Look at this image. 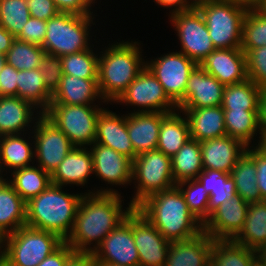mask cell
Listing matches in <instances>:
<instances>
[{
  "label": "cell",
  "instance_id": "6da1fadb",
  "mask_svg": "<svg viewBox=\"0 0 266 266\" xmlns=\"http://www.w3.org/2000/svg\"><path fill=\"white\" fill-rule=\"evenodd\" d=\"M124 197L118 194H84L78 205L73 229L64 242L76 252L93 253L133 210L134 207Z\"/></svg>",
  "mask_w": 266,
  "mask_h": 266
},
{
  "label": "cell",
  "instance_id": "7a4b0ae2",
  "mask_svg": "<svg viewBox=\"0 0 266 266\" xmlns=\"http://www.w3.org/2000/svg\"><path fill=\"white\" fill-rule=\"evenodd\" d=\"M116 40H109L104 45L99 43L98 86L102 98L109 105L121 96L145 68L144 58L147 57H144L146 52L141 45L142 41L131 38Z\"/></svg>",
  "mask_w": 266,
  "mask_h": 266
},
{
  "label": "cell",
  "instance_id": "3957f363",
  "mask_svg": "<svg viewBox=\"0 0 266 266\" xmlns=\"http://www.w3.org/2000/svg\"><path fill=\"white\" fill-rule=\"evenodd\" d=\"M136 209L169 241H184L203 231L177 186L148 196Z\"/></svg>",
  "mask_w": 266,
  "mask_h": 266
},
{
  "label": "cell",
  "instance_id": "277c9868",
  "mask_svg": "<svg viewBox=\"0 0 266 266\" xmlns=\"http://www.w3.org/2000/svg\"><path fill=\"white\" fill-rule=\"evenodd\" d=\"M71 189L50 184L26 202V225L55 233L65 241L73 229L78 205L84 195L83 191L67 192Z\"/></svg>",
  "mask_w": 266,
  "mask_h": 266
},
{
  "label": "cell",
  "instance_id": "5b68a950",
  "mask_svg": "<svg viewBox=\"0 0 266 266\" xmlns=\"http://www.w3.org/2000/svg\"><path fill=\"white\" fill-rule=\"evenodd\" d=\"M98 16L59 12L46 21V34L42 48L46 54L59 57L90 49L97 43L96 35L101 33L96 26L97 22L102 23L98 21ZM97 30L98 34H95Z\"/></svg>",
  "mask_w": 266,
  "mask_h": 266
},
{
  "label": "cell",
  "instance_id": "8992f818",
  "mask_svg": "<svg viewBox=\"0 0 266 266\" xmlns=\"http://www.w3.org/2000/svg\"><path fill=\"white\" fill-rule=\"evenodd\" d=\"M57 234L22 226L0 242V266H37L62 244Z\"/></svg>",
  "mask_w": 266,
  "mask_h": 266
},
{
  "label": "cell",
  "instance_id": "52a82bcc",
  "mask_svg": "<svg viewBox=\"0 0 266 266\" xmlns=\"http://www.w3.org/2000/svg\"><path fill=\"white\" fill-rule=\"evenodd\" d=\"M250 6L233 0H214L198 10L215 49L241 48L243 20Z\"/></svg>",
  "mask_w": 266,
  "mask_h": 266
},
{
  "label": "cell",
  "instance_id": "ba28073f",
  "mask_svg": "<svg viewBox=\"0 0 266 266\" xmlns=\"http://www.w3.org/2000/svg\"><path fill=\"white\" fill-rule=\"evenodd\" d=\"M130 204L136 208L151 194L176 186L171 158L162 151L143 152L133 160Z\"/></svg>",
  "mask_w": 266,
  "mask_h": 266
},
{
  "label": "cell",
  "instance_id": "9c48e42d",
  "mask_svg": "<svg viewBox=\"0 0 266 266\" xmlns=\"http://www.w3.org/2000/svg\"><path fill=\"white\" fill-rule=\"evenodd\" d=\"M104 105H50L44 115L75 147H90L96 138L98 115Z\"/></svg>",
  "mask_w": 266,
  "mask_h": 266
},
{
  "label": "cell",
  "instance_id": "30bf717a",
  "mask_svg": "<svg viewBox=\"0 0 266 266\" xmlns=\"http://www.w3.org/2000/svg\"><path fill=\"white\" fill-rule=\"evenodd\" d=\"M89 148L93 158V177L106 184H96L93 189L91 185V188H88L90 194L122 195L120 188L127 189L132 184L133 161L114 149L95 142Z\"/></svg>",
  "mask_w": 266,
  "mask_h": 266
},
{
  "label": "cell",
  "instance_id": "8fae6325",
  "mask_svg": "<svg viewBox=\"0 0 266 266\" xmlns=\"http://www.w3.org/2000/svg\"><path fill=\"white\" fill-rule=\"evenodd\" d=\"M114 104L120 105L119 107L127 106L128 110L133 106L130 113H172L178 110L177 105L168 97L161 83L146 66L112 106Z\"/></svg>",
  "mask_w": 266,
  "mask_h": 266
},
{
  "label": "cell",
  "instance_id": "7c38bea8",
  "mask_svg": "<svg viewBox=\"0 0 266 266\" xmlns=\"http://www.w3.org/2000/svg\"><path fill=\"white\" fill-rule=\"evenodd\" d=\"M168 20L180 42L178 51L184 53L197 65L215 50L206 22L199 10L177 12L168 16Z\"/></svg>",
  "mask_w": 266,
  "mask_h": 266
},
{
  "label": "cell",
  "instance_id": "4fadbf2b",
  "mask_svg": "<svg viewBox=\"0 0 266 266\" xmlns=\"http://www.w3.org/2000/svg\"><path fill=\"white\" fill-rule=\"evenodd\" d=\"M167 52L157 54V57L145 58L146 67L158 79L165 93L178 107L184 101L190 72L197 64L177 49L173 48L172 52L171 50Z\"/></svg>",
  "mask_w": 266,
  "mask_h": 266
},
{
  "label": "cell",
  "instance_id": "5bb4252c",
  "mask_svg": "<svg viewBox=\"0 0 266 266\" xmlns=\"http://www.w3.org/2000/svg\"><path fill=\"white\" fill-rule=\"evenodd\" d=\"M31 133L35 164L51 175L75 146L44 114L36 120Z\"/></svg>",
  "mask_w": 266,
  "mask_h": 266
},
{
  "label": "cell",
  "instance_id": "9a60e30c",
  "mask_svg": "<svg viewBox=\"0 0 266 266\" xmlns=\"http://www.w3.org/2000/svg\"><path fill=\"white\" fill-rule=\"evenodd\" d=\"M131 225L139 266H164L170 243L136 208L125 217Z\"/></svg>",
  "mask_w": 266,
  "mask_h": 266
},
{
  "label": "cell",
  "instance_id": "2e32d148",
  "mask_svg": "<svg viewBox=\"0 0 266 266\" xmlns=\"http://www.w3.org/2000/svg\"><path fill=\"white\" fill-rule=\"evenodd\" d=\"M96 263L139 266V254L131 225L124 220L113 229L93 252Z\"/></svg>",
  "mask_w": 266,
  "mask_h": 266
},
{
  "label": "cell",
  "instance_id": "e0dca14e",
  "mask_svg": "<svg viewBox=\"0 0 266 266\" xmlns=\"http://www.w3.org/2000/svg\"><path fill=\"white\" fill-rule=\"evenodd\" d=\"M93 177V158L89 147H74L51 174V184L63 187H80L90 194L88 186Z\"/></svg>",
  "mask_w": 266,
  "mask_h": 266
},
{
  "label": "cell",
  "instance_id": "ac0fdd59",
  "mask_svg": "<svg viewBox=\"0 0 266 266\" xmlns=\"http://www.w3.org/2000/svg\"><path fill=\"white\" fill-rule=\"evenodd\" d=\"M238 195L216 208L203 225L213 239H233L242 229L249 207Z\"/></svg>",
  "mask_w": 266,
  "mask_h": 266
},
{
  "label": "cell",
  "instance_id": "d6986e66",
  "mask_svg": "<svg viewBox=\"0 0 266 266\" xmlns=\"http://www.w3.org/2000/svg\"><path fill=\"white\" fill-rule=\"evenodd\" d=\"M225 85L208 74L200 65L190 72L184 93V101L178 108H206L221 106Z\"/></svg>",
  "mask_w": 266,
  "mask_h": 266
},
{
  "label": "cell",
  "instance_id": "ffe728a7",
  "mask_svg": "<svg viewBox=\"0 0 266 266\" xmlns=\"http://www.w3.org/2000/svg\"><path fill=\"white\" fill-rule=\"evenodd\" d=\"M108 106L98 115L95 143L110 147L133 161L137 155L127 131V113L114 112Z\"/></svg>",
  "mask_w": 266,
  "mask_h": 266
},
{
  "label": "cell",
  "instance_id": "44dd1931",
  "mask_svg": "<svg viewBox=\"0 0 266 266\" xmlns=\"http://www.w3.org/2000/svg\"><path fill=\"white\" fill-rule=\"evenodd\" d=\"M199 65L224 85L248 79L246 54L241 48L215 49Z\"/></svg>",
  "mask_w": 266,
  "mask_h": 266
},
{
  "label": "cell",
  "instance_id": "7402d4cb",
  "mask_svg": "<svg viewBox=\"0 0 266 266\" xmlns=\"http://www.w3.org/2000/svg\"><path fill=\"white\" fill-rule=\"evenodd\" d=\"M42 113L18 96L0 97V136L32 132Z\"/></svg>",
  "mask_w": 266,
  "mask_h": 266
},
{
  "label": "cell",
  "instance_id": "603a6c76",
  "mask_svg": "<svg viewBox=\"0 0 266 266\" xmlns=\"http://www.w3.org/2000/svg\"><path fill=\"white\" fill-rule=\"evenodd\" d=\"M203 169L218 170L230 174L247 146L231 136L200 142Z\"/></svg>",
  "mask_w": 266,
  "mask_h": 266
},
{
  "label": "cell",
  "instance_id": "cb8c5ba5",
  "mask_svg": "<svg viewBox=\"0 0 266 266\" xmlns=\"http://www.w3.org/2000/svg\"><path fill=\"white\" fill-rule=\"evenodd\" d=\"M98 79H84L63 74L60 85L52 95L50 105H103Z\"/></svg>",
  "mask_w": 266,
  "mask_h": 266
},
{
  "label": "cell",
  "instance_id": "d4e9b609",
  "mask_svg": "<svg viewBox=\"0 0 266 266\" xmlns=\"http://www.w3.org/2000/svg\"><path fill=\"white\" fill-rule=\"evenodd\" d=\"M34 164V139L31 132L0 136V175L2 178L16 169Z\"/></svg>",
  "mask_w": 266,
  "mask_h": 266
},
{
  "label": "cell",
  "instance_id": "484cf974",
  "mask_svg": "<svg viewBox=\"0 0 266 266\" xmlns=\"http://www.w3.org/2000/svg\"><path fill=\"white\" fill-rule=\"evenodd\" d=\"M213 240L202 231L191 239L171 242L164 266H210Z\"/></svg>",
  "mask_w": 266,
  "mask_h": 266
},
{
  "label": "cell",
  "instance_id": "4316f807",
  "mask_svg": "<svg viewBox=\"0 0 266 266\" xmlns=\"http://www.w3.org/2000/svg\"><path fill=\"white\" fill-rule=\"evenodd\" d=\"M127 113V131L135 154L156 150L161 120L168 114L162 112Z\"/></svg>",
  "mask_w": 266,
  "mask_h": 266
},
{
  "label": "cell",
  "instance_id": "83f0119b",
  "mask_svg": "<svg viewBox=\"0 0 266 266\" xmlns=\"http://www.w3.org/2000/svg\"><path fill=\"white\" fill-rule=\"evenodd\" d=\"M178 110L184 113L188 121L191 139L202 142L227 135L221 106Z\"/></svg>",
  "mask_w": 266,
  "mask_h": 266
},
{
  "label": "cell",
  "instance_id": "f1b7e54d",
  "mask_svg": "<svg viewBox=\"0 0 266 266\" xmlns=\"http://www.w3.org/2000/svg\"><path fill=\"white\" fill-rule=\"evenodd\" d=\"M26 225V202L5 179H0V240Z\"/></svg>",
  "mask_w": 266,
  "mask_h": 266
},
{
  "label": "cell",
  "instance_id": "f546056e",
  "mask_svg": "<svg viewBox=\"0 0 266 266\" xmlns=\"http://www.w3.org/2000/svg\"><path fill=\"white\" fill-rule=\"evenodd\" d=\"M232 240L260 254L266 251V201L249 204L243 227Z\"/></svg>",
  "mask_w": 266,
  "mask_h": 266
},
{
  "label": "cell",
  "instance_id": "4dcf8cb0",
  "mask_svg": "<svg viewBox=\"0 0 266 266\" xmlns=\"http://www.w3.org/2000/svg\"><path fill=\"white\" fill-rule=\"evenodd\" d=\"M190 138L188 121L176 110L161 120L157 150L172 158Z\"/></svg>",
  "mask_w": 266,
  "mask_h": 266
},
{
  "label": "cell",
  "instance_id": "1f68e13d",
  "mask_svg": "<svg viewBox=\"0 0 266 266\" xmlns=\"http://www.w3.org/2000/svg\"><path fill=\"white\" fill-rule=\"evenodd\" d=\"M5 179L25 202L39 195L51 184V175L36 164L16 169Z\"/></svg>",
  "mask_w": 266,
  "mask_h": 266
},
{
  "label": "cell",
  "instance_id": "d6a6232c",
  "mask_svg": "<svg viewBox=\"0 0 266 266\" xmlns=\"http://www.w3.org/2000/svg\"><path fill=\"white\" fill-rule=\"evenodd\" d=\"M224 124L227 135L247 147H253L261 133L258 111L224 110Z\"/></svg>",
  "mask_w": 266,
  "mask_h": 266
},
{
  "label": "cell",
  "instance_id": "836d02e7",
  "mask_svg": "<svg viewBox=\"0 0 266 266\" xmlns=\"http://www.w3.org/2000/svg\"><path fill=\"white\" fill-rule=\"evenodd\" d=\"M17 96L31 103L42 114L49 109L52 100L39 69L18 71Z\"/></svg>",
  "mask_w": 266,
  "mask_h": 266
},
{
  "label": "cell",
  "instance_id": "e575fe53",
  "mask_svg": "<svg viewBox=\"0 0 266 266\" xmlns=\"http://www.w3.org/2000/svg\"><path fill=\"white\" fill-rule=\"evenodd\" d=\"M172 173L175 183L197 179L204 170L200 142L189 139L171 158Z\"/></svg>",
  "mask_w": 266,
  "mask_h": 266
},
{
  "label": "cell",
  "instance_id": "d590c367",
  "mask_svg": "<svg viewBox=\"0 0 266 266\" xmlns=\"http://www.w3.org/2000/svg\"><path fill=\"white\" fill-rule=\"evenodd\" d=\"M262 87L249 78L235 84L225 85L223 90V110L258 111Z\"/></svg>",
  "mask_w": 266,
  "mask_h": 266
},
{
  "label": "cell",
  "instance_id": "8d00e7d4",
  "mask_svg": "<svg viewBox=\"0 0 266 266\" xmlns=\"http://www.w3.org/2000/svg\"><path fill=\"white\" fill-rule=\"evenodd\" d=\"M197 180L209 193V217L216 208L237 196L234 180L228 173L204 169Z\"/></svg>",
  "mask_w": 266,
  "mask_h": 266
},
{
  "label": "cell",
  "instance_id": "74e56055",
  "mask_svg": "<svg viewBox=\"0 0 266 266\" xmlns=\"http://www.w3.org/2000/svg\"><path fill=\"white\" fill-rule=\"evenodd\" d=\"M259 254L232 239H214L210 266H250Z\"/></svg>",
  "mask_w": 266,
  "mask_h": 266
},
{
  "label": "cell",
  "instance_id": "f35d334b",
  "mask_svg": "<svg viewBox=\"0 0 266 266\" xmlns=\"http://www.w3.org/2000/svg\"><path fill=\"white\" fill-rule=\"evenodd\" d=\"M230 176L234 180L236 194L244 201H262L257 186L255 162L246 152L238 159Z\"/></svg>",
  "mask_w": 266,
  "mask_h": 266
},
{
  "label": "cell",
  "instance_id": "ab89813d",
  "mask_svg": "<svg viewBox=\"0 0 266 266\" xmlns=\"http://www.w3.org/2000/svg\"><path fill=\"white\" fill-rule=\"evenodd\" d=\"M90 49L61 56L62 74L84 79H98L99 43ZM96 47V48H94Z\"/></svg>",
  "mask_w": 266,
  "mask_h": 266
},
{
  "label": "cell",
  "instance_id": "60d3db41",
  "mask_svg": "<svg viewBox=\"0 0 266 266\" xmlns=\"http://www.w3.org/2000/svg\"><path fill=\"white\" fill-rule=\"evenodd\" d=\"M45 54L42 46L15 39L5 56L6 63L16 70L22 71L39 69Z\"/></svg>",
  "mask_w": 266,
  "mask_h": 266
},
{
  "label": "cell",
  "instance_id": "b9f144b4",
  "mask_svg": "<svg viewBox=\"0 0 266 266\" xmlns=\"http://www.w3.org/2000/svg\"><path fill=\"white\" fill-rule=\"evenodd\" d=\"M184 196L190 212L204 225L209 219V193L197 179L176 184Z\"/></svg>",
  "mask_w": 266,
  "mask_h": 266
},
{
  "label": "cell",
  "instance_id": "7bdbcfd3",
  "mask_svg": "<svg viewBox=\"0 0 266 266\" xmlns=\"http://www.w3.org/2000/svg\"><path fill=\"white\" fill-rule=\"evenodd\" d=\"M266 46V15L257 7H249L243 20L242 50Z\"/></svg>",
  "mask_w": 266,
  "mask_h": 266
},
{
  "label": "cell",
  "instance_id": "ee69618b",
  "mask_svg": "<svg viewBox=\"0 0 266 266\" xmlns=\"http://www.w3.org/2000/svg\"><path fill=\"white\" fill-rule=\"evenodd\" d=\"M30 17L26 0H0V25L15 38Z\"/></svg>",
  "mask_w": 266,
  "mask_h": 266
},
{
  "label": "cell",
  "instance_id": "f6af8a7d",
  "mask_svg": "<svg viewBox=\"0 0 266 266\" xmlns=\"http://www.w3.org/2000/svg\"><path fill=\"white\" fill-rule=\"evenodd\" d=\"M242 51L246 54L248 78L256 85L266 88V46Z\"/></svg>",
  "mask_w": 266,
  "mask_h": 266
},
{
  "label": "cell",
  "instance_id": "bcb514c9",
  "mask_svg": "<svg viewBox=\"0 0 266 266\" xmlns=\"http://www.w3.org/2000/svg\"><path fill=\"white\" fill-rule=\"evenodd\" d=\"M46 89L53 95L62 79V60L59 56L45 54L39 65Z\"/></svg>",
  "mask_w": 266,
  "mask_h": 266
},
{
  "label": "cell",
  "instance_id": "7dc6e473",
  "mask_svg": "<svg viewBox=\"0 0 266 266\" xmlns=\"http://www.w3.org/2000/svg\"><path fill=\"white\" fill-rule=\"evenodd\" d=\"M59 12L76 15H97L101 10L99 0H53ZM98 4V5H97ZM95 6H99L98 8ZM95 7V9H94Z\"/></svg>",
  "mask_w": 266,
  "mask_h": 266
},
{
  "label": "cell",
  "instance_id": "c3c4849f",
  "mask_svg": "<svg viewBox=\"0 0 266 266\" xmlns=\"http://www.w3.org/2000/svg\"><path fill=\"white\" fill-rule=\"evenodd\" d=\"M46 34V21L30 17L27 23L23 26L21 33L16 39L43 46Z\"/></svg>",
  "mask_w": 266,
  "mask_h": 266
},
{
  "label": "cell",
  "instance_id": "681fc988",
  "mask_svg": "<svg viewBox=\"0 0 266 266\" xmlns=\"http://www.w3.org/2000/svg\"><path fill=\"white\" fill-rule=\"evenodd\" d=\"M18 70L6 63L0 72V97L17 96Z\"/></svg>",
  "mask_w": 266,
  "mask_h": 266
},
{
  "label": "cell",
  "instance_id": "f907efd6",
  "mask_svg": "<svg viewBox=\"0 0 266 266\" xmlns=\"http://www.w3.org/2000/svg\"><path fill=\"white\" fill-rule=\"evenodd\" d=\"M26 3L33 18L47 21L59 13L53 0H26Z\"/></svg>",
  "mask_w": 266,
  "mask_h": 266
},
{
  "label": "cell",
  "instance_id": "816d5d0a",
  "mask_svg": "<svg viewBox=\"0 0 266 266\" xmlns=\"http://www.w3.org/2000/svg\"><path fill=\"white\" fill-rule=\"evenodd\" d=\"M255 162L257 186L262 201H266V158L254 147H247L245 151Z\"/></svg>",
  "mask_w": 266,
  "mask_h": 266
},
{
  "label": "cell",
  "instance_id": "f5cc1de1",
  "mask_svg": "<svg viewBox=\"0 0 266 266\" xmlns=\"http://www.w3.org/2000/svg\"><path fill=\"white\" fill-rule=\"evenodd\" d=\"M74 252L73 248L64 242L57 250L46 257L37 266H65L68 258Z\"/></svg>",
  "mask_w": 266,
  "mask_h": 266
},
{
  "label": "cell",
  "instance_id": "db71d44e",
  "mask_svg": "<svg viewBox=\"0 0 266 266\" xmlns=\"http://www.w3.org/2000/svg\"><path fill=\"white\" fill-rule=\"evenodd\" d=\"M95 258L90 252H74L67 260L65 266H95Z\"/></svg>",
  "mask_w": 266,
  "mask_h": 266
},
{
  "label": "cell",
  "instance_id": "11a10c76",
  "mask_svg": "<svg viewBox=\"0 0 266 266\" xmlns=\"http://www.w3.org/2000/svg\"><path fill=\"white\" fill-rule=\"evenodd\" d=\"M151 2H154L156 5L160 8L166 9L165 12L167 16H170L171 14L177 13V12H184V0H153Z\"/></svg>",
  "mask_w": 266,
  "mask_h": 266
},
{
  "label": "cell",
  "instance_id": "9f6ffc18",
  "mask_svg": "<svg viewBox=\"0 0 266 266\" xmlns=\"http://www.w3.org/2000/svg\"><path fill=\"white\" fill-rule=\"evenodd\" d=\"M258 118H259V128L261 132L266 133V88H263L260 93Z\"/></svg>",
  "mask_w": 266,
  "mask_h": 266
},
{
  "label": "cell",
  "instance_id": "6f0895ef",
  "mask_svg": "<svg viewBox=\"0 0 266 266\" xmlns=\"http://www.w3.org/2000/svg\"><path fill=\"white\" fill-rule=\"evenodd\" d=\"M16 38L0 25V53L7 54Z\"/></svg>",
  "mask_w": 266,
  "mask_h": 266
},
{
  "label": "cell",
  "instance_id": "680465c9",
  "mask_svg": "<svg viewBox=\"0 0 266 266\" xmlns=\"http://www.w3.org/2000/svg\"><path fill=\"white\" fill-rule=\"evenodd\" d=\"M214 0H184V11L191 9L198 10L200 7L207 5Z\"/></svg>",
  "mask_w": 266,
  "mask_h": 266
},
{
  "label": "cell",
  "instance_id": "91938a15",
  "mask_svg": "<svg viewBox=\"0 0 266 266\" xmlns=\"http://www.w3.org/2000/svg\"><path fill=\"white\" fill-rule=\"evenodd\" d=\"M262 156L266 158V133L261 132L256 144L253 146Z\"/></svg>",
  "mask_w": 266,
  "mask_h": 266
},
{
  "label": "cell",
  "instance_id": "94428289",
  "mask_svg": "<svg viewBox=\"0 0 266 266\" xmlns=\"http://www.w3.org/2000/svg\"><path fill=\"white\" fill-rule=\"evenodd\" d=\"M250 266H266V257L264 254H259L250 264Z\"/></svg>",
  "mask_w": 266,
  "mask_h": 266
},
{
  "label": "cell",
  "instance_id": "6125c7cd",
  "mask_svg": "<svg viewBox=\"0 0 266 266\" xmlns=\"http://www.w3.org/2000/svg\"><path fill=\"white\" fill-rule=\"evenodd\" d=\"M233 1L244 3L250 7H256L261 2V0H233Z\"/></svg>",
  "mask_w": 266,
  "mask_h": 266
},
{
  "label": "cell",
  "instance_id": "be15d7a7",
  "mask_svg": "<svg viewBox=\"0 0 266 266\" xmlns=\"http://www.w3.org/2000/svg\"><path fill=\"white\" fill-rule=\"evenodd\" d=\"M256 7L266 15V0H261Z\"/></svg>",
  "mask_w": 266,
  "mask_h": 266
},
{
  "label": "cell",
  "instance_id": "e7e4bbea",
  "mask_svg": "<svg viewBox=\"0 0 266 266\" xmlns=\"http://www.w3.org/2000/svg\"><path fill=\"white\" fill-rule=\"evenodd\" d=\"M5 64H6V56L5 54L0 53V72Z\"/></svg>",
  "mask_w": 266,
  "mask_h": 266
},
{
  "label": "cell",
  "instance_id": "03108f58",
  "mask_svg": "<svg viewBox=\"0 0 266 266\" xmlns=\"http://www.w3.org/2000/svg\"><path fill=\"white\" fill-rule=\"evenodd\" d=\"M95 266H121V265L106 264V263H96Z\"/></svg>",
  "mask_w": 266,
  "mask_h": 266
}]
</instances>
